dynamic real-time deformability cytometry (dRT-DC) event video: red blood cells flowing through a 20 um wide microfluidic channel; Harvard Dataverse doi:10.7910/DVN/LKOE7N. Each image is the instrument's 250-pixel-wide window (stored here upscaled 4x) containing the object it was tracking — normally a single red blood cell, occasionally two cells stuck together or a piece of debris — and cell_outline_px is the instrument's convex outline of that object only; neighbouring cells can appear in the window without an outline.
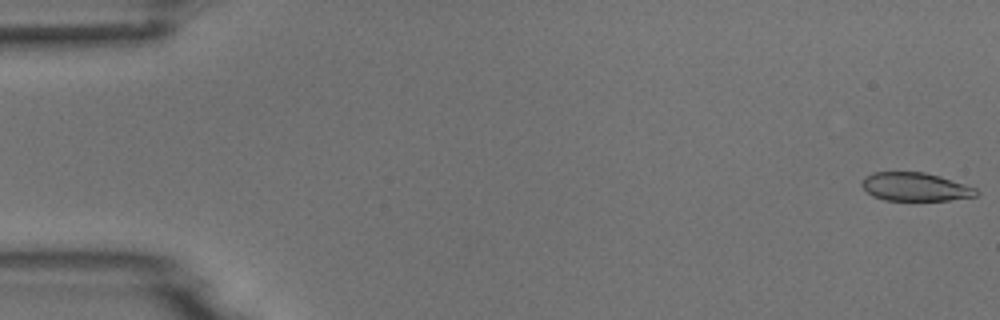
{"species": "common noctule bat (a hibernating species)", "species_latin": "Nyctalus noctula", "temperature_condition": "room temperature", "stored_images_in_passage": 6, "camera_frame_rate_fps": 3000, "um_per_image_px": 0.085, "animal": {"sex": "male", "body_mass_g": 18.8}, "frame": {"image": 1, "passage_image": 1, "time_ms": 0.0, "image_size_px": [1000, 320], "cell_outline_px": [[980, 192], [976, 196], [948, 200], [884, 200], [872, 196], [860, 184], [864, 176], [872, 172], [924, 172], [940, 176], [976, 188]], "centroid_in_image_um": [77.77, 15.88], "position_along_channel_um": 7.2, "area_um2": 18.96}}
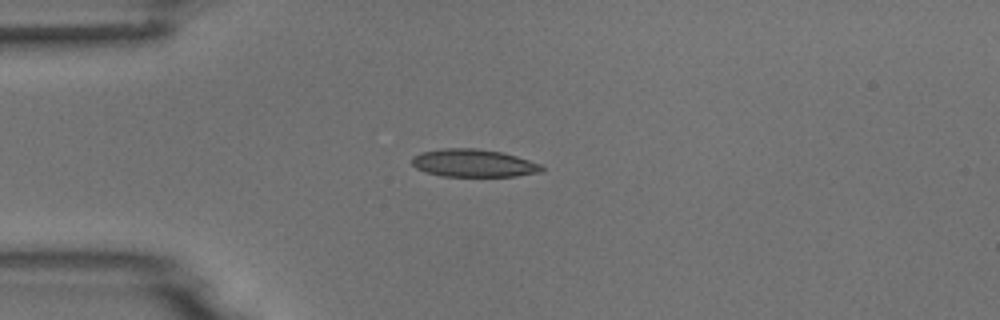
{"frame": {"image": 2, "passage_image": 5, "time_ms": 4.333, "image_size_px": [1000, 320], "cell_outline_px": [[544, 172], [516, 176], [440, 176], [424, 172], [416, 168], [412, 164], [412, 156], [420, 152], [444, 148], [476, 148], [500, 152], [516, 156], [540, 164], [544, 168]], "centroid_in_image_um": [40.23, 13.87], "position_along_channel_um": 44.8, "area_um2": 21.1}}
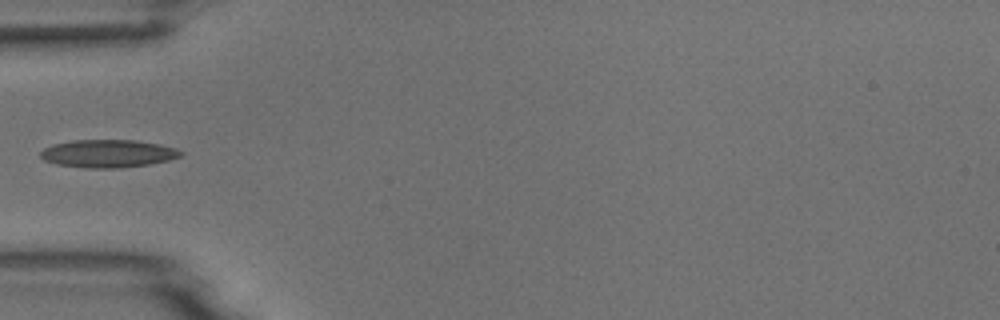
{"frame": {"image": 3, "passage_image": 6, "time_ms": 5.667, "image_size_px": [1000, 320], "cell_outline_px": [[184, 152], [180, 156], [168, 160], [148, 164], [120, 168], [84, 168], [56, 164], [44, 160], [40, 156], [40, 152], [44, 148], [52, 144], [72, 140], [136, 140], [160, 144], [176, 148]], "centroid_in_image_um": [9.16, 13.05], "position_along_channel_um": 75.8, "area_um2": 22.83}}